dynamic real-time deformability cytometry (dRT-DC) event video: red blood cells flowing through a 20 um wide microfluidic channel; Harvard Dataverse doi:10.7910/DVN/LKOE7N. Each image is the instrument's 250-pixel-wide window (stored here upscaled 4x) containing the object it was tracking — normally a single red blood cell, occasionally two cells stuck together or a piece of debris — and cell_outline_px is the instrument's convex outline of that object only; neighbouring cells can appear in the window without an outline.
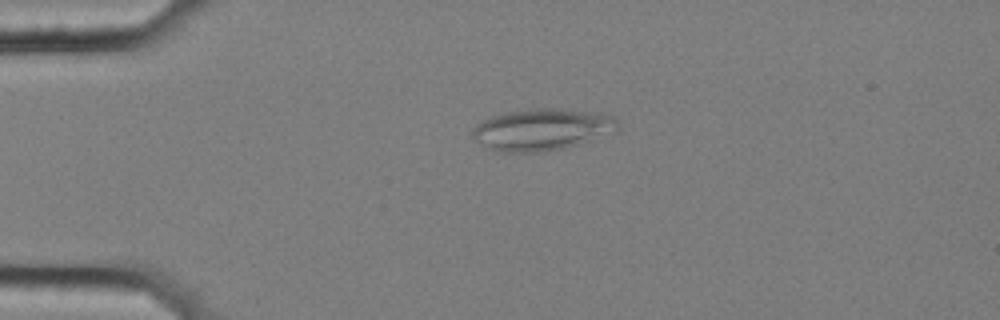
{"species": "common noctule bat (a hibernating species)", "species_latin": "Nyctalus noctula", "temperature_condition": "cold", "stored_images_in_passage": 57, "segment_of_instrument_passage": [1, 2], "camera_frame_rate_fps": 3000, "um_per_image_px": 0.085, "animal": {"sex": "female", "body_mass_g": 25.1}, "frame": {"image": 1, "passage_image": 13, "time_ms": 4.0, "image_size_px": [1000, 320], "cell_outline_px": [[620, 128], [616, 132], [580, 144], [564, 148], [544, 152], [500, 152], [488, 148], [476, 140], [472, 136], [472, 128], [476, 124], [492, 116], [504, 112], [540, 108], [552, 108], [588, 112], [612, 116], [616, 120]], "centroid_in_image_um": [46.06, 11.03], "position_along_channel_um": 38.9, "area_um2": 35.26}}